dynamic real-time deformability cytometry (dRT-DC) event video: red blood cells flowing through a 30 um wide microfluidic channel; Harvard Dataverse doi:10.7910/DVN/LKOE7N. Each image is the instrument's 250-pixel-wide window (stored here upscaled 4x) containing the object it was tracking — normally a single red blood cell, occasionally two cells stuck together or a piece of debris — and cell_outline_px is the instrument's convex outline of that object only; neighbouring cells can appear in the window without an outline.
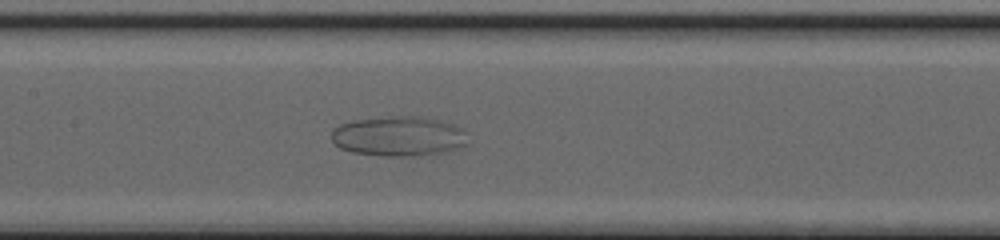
{"species": "common noctule bat (a hibernating species)", "species_latin": "Nyctalus noctula", "temperature_condition": "cold", "stored_images_in_passage": 55, "camera_frame_rate_fps": 3000, "um_per_image_px": 0.085, "animal": {"sex": "female", "body_mass_g": 20.0, "forearm_length_mm": 54.0}, "frame": {"image": 1, "passage_image": 30, "time_ms": 9.667, "image_size_px": [1000, 240], "cell_outline_px": [[468, 144], [460, 148], [444, 152], [412, 156], [384, 156], [352, 152], [340, 148], [332, 140], [332, 128], [340, 124], [352, 120], [388, 116], [420, 116], [440, 120], [456, 124], [464, 128]], "centroid_in_image_um": [33.92, 11.57], "position_along_channel_um": 173.5, "area_um2": 32.14}}
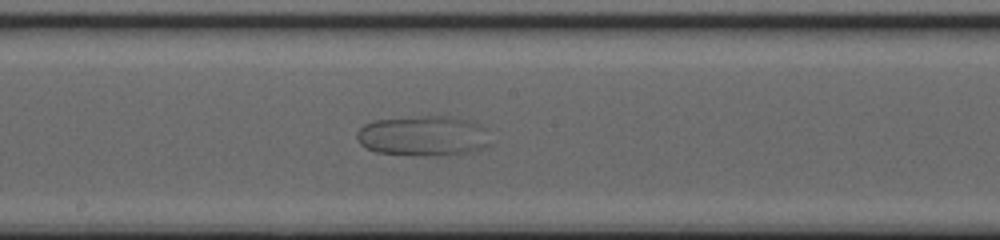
{"frame": {"image": 2, "passage_image": 33, "time_ms": 10.667, "image_size_px": [1000, 240], "cell_outline_px": [[492, 144], [472, 152], [448, 156], [424, 156], [376, 152], [360, 144], [356, 136], [356, 132], [364, 124], [372, 120], [424, 116], [452, 116], [468, 120], [480, 124], [484, 128]], "centroid_in_image_um": [36.0, 11.56], "position_along_channel_um": 212.2, "area_um2": 31.73}}
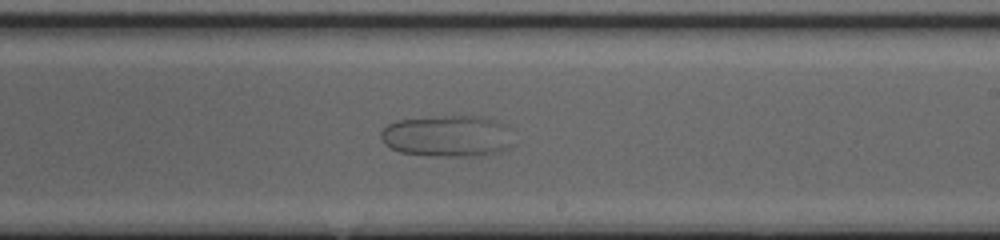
{"frame": {"image": 3, "passage_image": 36, "time_ms": 11.667, "image_size_px": [1000, 240], "cell_outline_px": [[516, 144], [500, 152], [480, 156], [440, 156], [400, 152], [384, 144], [380, 136], [380, 132], [388, 124], [396, 120], [436, 116], [484, 116], [508, 124]], "centroid_in_image_um": [38.12, 11.56], "position_along_channel_um": 250.9, "area_um2": 32.77}}